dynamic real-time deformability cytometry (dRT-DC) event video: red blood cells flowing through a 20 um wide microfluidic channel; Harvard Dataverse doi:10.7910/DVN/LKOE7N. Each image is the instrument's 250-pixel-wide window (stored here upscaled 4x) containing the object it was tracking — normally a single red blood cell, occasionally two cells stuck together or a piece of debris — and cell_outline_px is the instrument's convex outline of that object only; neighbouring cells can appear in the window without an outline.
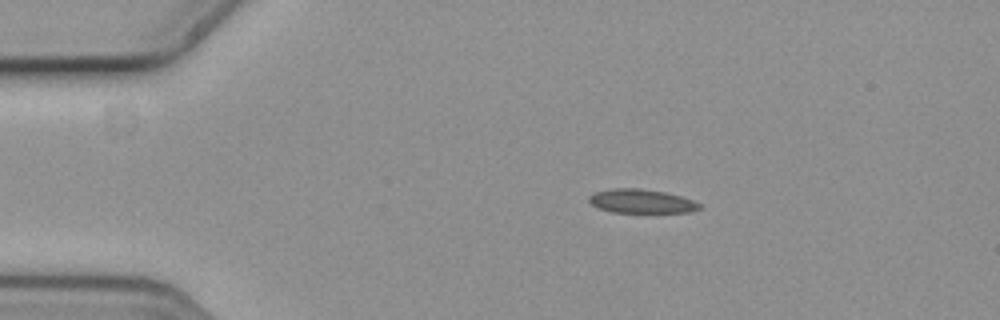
{"species": "common noctule bat (a hibernating species)", "species_latin": "Nyctalus noctula", "temperature_condition": "cold", "stored_images_in_passage": 48, "camera_frame_rate_fps": 3000, "um_per_image_px": 0.085, "animal": {"sex": "female", "body_mass_g": 19.3, "forearm_length_mm": 54.1}, "frame": {"image": 1, "passage_image": 1, "time_ms": 0.0, "image_size_px": [1000, 320], "cell_outline_px": [[700, 208], [688, 212], [612, 212], [596, 208], [588, 200], [588, 196], [596, 192], [612, 188], [636, 188], [664, 192], [680, 196], [692, 200], [700, 204]], "centroid_in_image_um": [54.46, 17.1], "position_along_channel_um": 30.5, "area_um2": 15.2}}
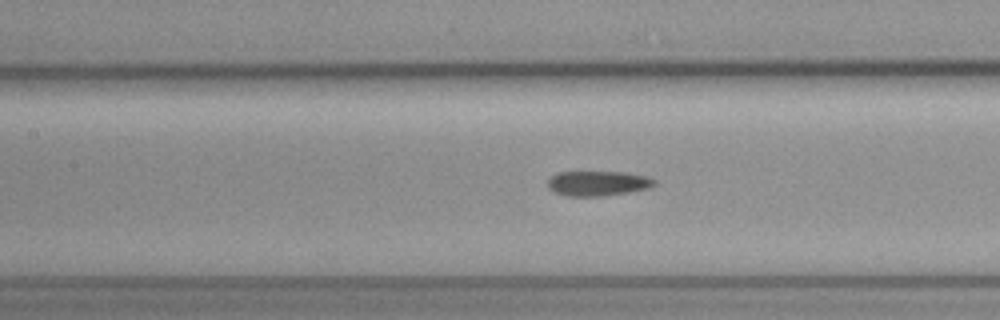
{"frame": {"image": 2, "passage_image": 16, "time_ms": 5.0, "image_size_px": [1000, 320], "cell_outline_px": [[656, 184], [648, 188], [628, 192], [600, 196], [568, 196], [556, 192], [548, 188], [548, 180], [552, 176], [560, 172], [624, 172], [648, 176], [656, 180]], "centroid_in_image_um": [50.84, 15.58], "position_along_channel_um": 156.6, "area_um2": 15.37}}
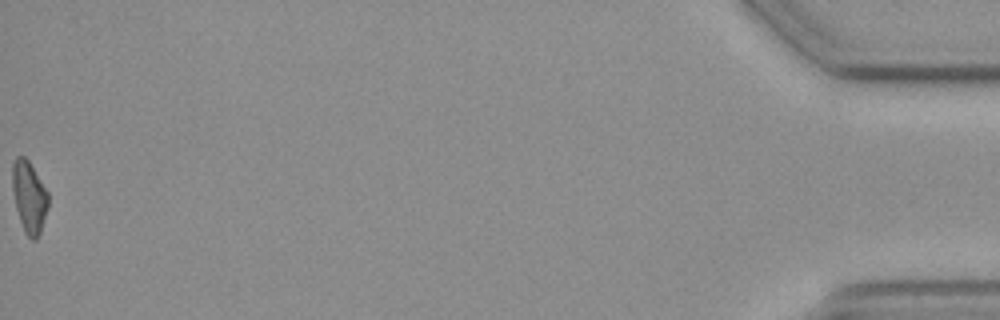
{"frame": {"image": 3, "passage_image": 48, "time_ms": 15.667, "image_size_px": [1000, 320], "cell_outline_px": [[48, 208], [40, 232], [36, 240], [32, 240], [24, 232], [16, 208], [12, 188], [12, 164], [16, 156], [24, 156], [28, 160], [48, 192]], "centroid_in_image_um": [2.47, 16.74], "position_along_channel_um": 432.7, "area_um2": 14.91}}